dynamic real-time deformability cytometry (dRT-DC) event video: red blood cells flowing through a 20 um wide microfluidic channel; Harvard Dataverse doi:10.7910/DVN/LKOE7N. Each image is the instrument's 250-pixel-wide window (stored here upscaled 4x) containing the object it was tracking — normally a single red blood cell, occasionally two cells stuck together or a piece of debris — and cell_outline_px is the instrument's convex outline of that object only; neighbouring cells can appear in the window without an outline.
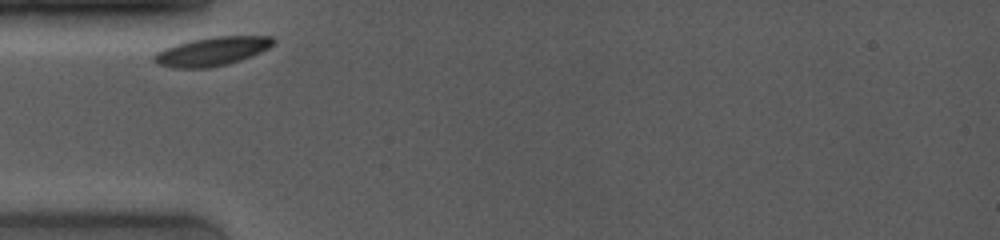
{"species": "common noctule bat (a hibernating species)", "species_latin": "Nyctalus noctula", "temperature_condition": "room temperature", "stored_images_in_passage": 46, "camera_frame_rate_fps": 4000, "um_per_image_px": 0.085, "animal": {"sex": "female", "body_mass_g": 19.0, "forearm_length_mm": 53.3}, "frame": {"image": 1, "passage_image": 1, "time_ms": 0.0, "image_size_px": [1000, 240], "cell_outline_px": [[276, 40], [268, 48], [252, 56], [228, 64], [208, 68], [176, 68], [156, 64], [152, 60], [152, 56], [156, 52], [164, 48], [188, 40], [212, 36], [272, 36]], "centroid_in_image_um": [17.98, 4.36], "position_along_channel_um": 67.0, "area_um2": 20.17}}
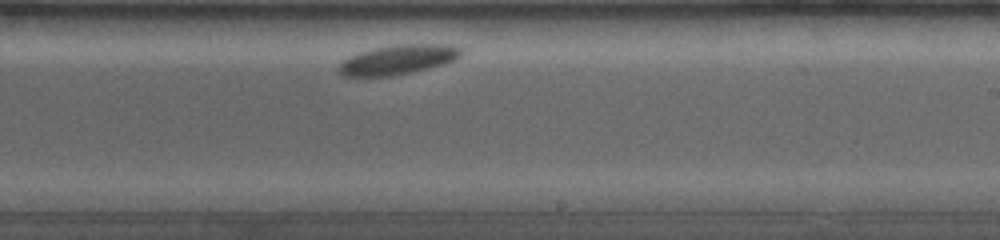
{"frame": {"image": 2, "passage_image": 26, "time_ms": 5.5, "image_size_px": [1000, 240], "cell_outline_px": [[464, 52], [456, 60], [444, 64], [412, 72], [392, 76], [344, 76], [336, 68], [348, 56], [360, 52], [376, 48], [396, 44], [448, 44], [464, 48]], "centroid_in_image_um": [33.88, 5.06], "position_along_channel_um": 255.1, "area_um2": 21.21}}
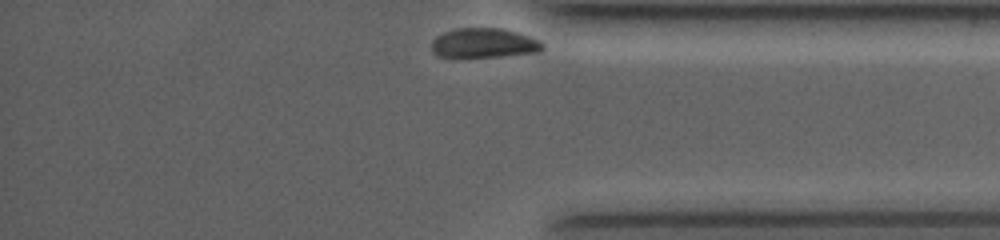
{"frame": {"image": 3, "passage_image": 46, "time_ms": 9.5, "image_size_px": [1000, 240], "cell_outline_px": [[544, 48], [540, 52], [500, 56], [436, 56], [432, 52], [432, 40], [436, 36], [444, 32], [456, 28], [500, 28], [516, 32], [528, 36], [544, 44]], "centroid_in_image_um": [41.12, 3.65], "position_along_channel_um": 394.1, "area_um2": 18.9}}